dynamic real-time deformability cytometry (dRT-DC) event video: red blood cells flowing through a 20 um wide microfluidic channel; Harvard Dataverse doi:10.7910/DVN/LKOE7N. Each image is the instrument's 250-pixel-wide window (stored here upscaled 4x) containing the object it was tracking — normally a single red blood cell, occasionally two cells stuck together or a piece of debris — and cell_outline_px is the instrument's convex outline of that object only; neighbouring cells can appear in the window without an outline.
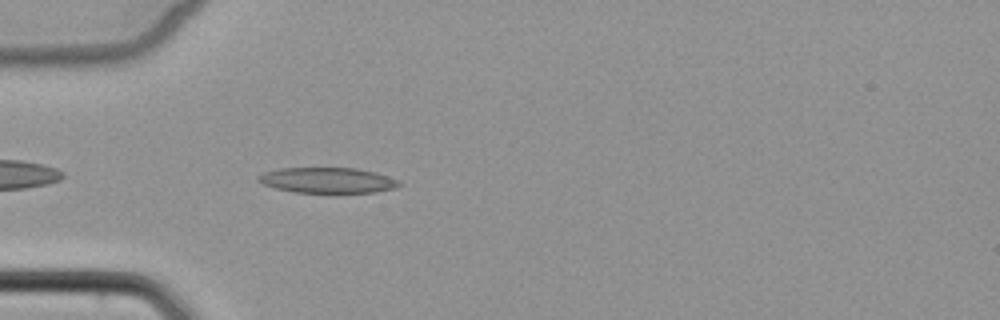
{"species": "common noctule bat (a hibernating species)", "species_latin": "Nyctalus noctula", "temperature_condition": "cold", "stored_images_in_passage": 5, "camera_frame_rate_fps": 3000, "um_per_image_px": 0.085, "animal": {"sex": "female", "body_mass_g": 22.7, "forearm_length_mm": 54.2}, "frame": {"image": 1, "passage_image": 5, "time_ms": 4.667, "image_size_px": [1000, 320], "cell_outline_px": [[400, 184], [396, 188], [376, 192], [296, 192], [276, 188], [264, 184], [256, 180], [256, 176], [264, 172], [280, 168], [356, 168], [376, 172], [388, 176], [396, 180]], "centroid_in_image_um": [27.82, 15.31], "position_along_channel_um": 57.2, "area_um2": 20.75}}